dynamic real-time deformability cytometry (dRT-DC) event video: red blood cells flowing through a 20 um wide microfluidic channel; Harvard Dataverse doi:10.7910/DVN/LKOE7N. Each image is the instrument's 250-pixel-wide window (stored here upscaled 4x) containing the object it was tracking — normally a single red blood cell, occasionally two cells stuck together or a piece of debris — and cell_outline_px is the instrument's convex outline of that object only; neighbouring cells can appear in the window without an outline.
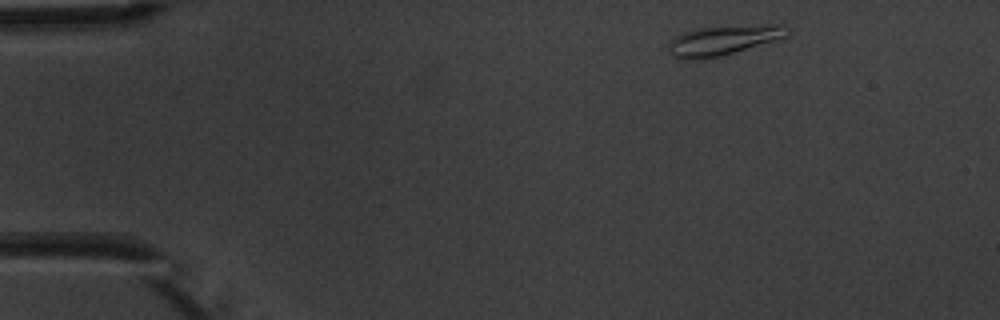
{"species": "common noctule bat (a hibernating species)", "species_latin": "Nyctalus noctula", "temperature_condition": "warm", "stored_images_in_passage": 5, "camera_frame_rate_fps": 3000, "um_per_image_px": 0.085, "animal": {"sex": "male", "body_mass_g": 20.1, "forearm_length_mm": 53.5}, "frame": {"image": 1, "passage_image": 1, "time_ms": 0.0, "image_size_px": [1000, 320], "cell_outline_px": [[792, 28], [788, 36], [776, 40], [720, 56], [704, 60], [680, 60], [672, 56], [668, 48], [668, 44], [676, 36], [684, 32], [700, 28], [772, 24], [784, 24]], "centroid_in_image_um": [61.51, 3.43], "position_along_channel_um": 23.5, "area_um2": 20.75}}
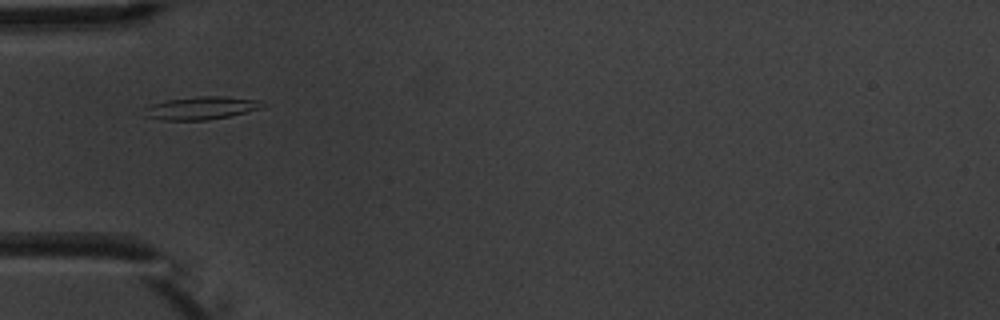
{"frame": {"image": 2, "passage_image": 4, "time_ms": 3.333, "image_size_px": [1000, 320], "cell_outline_px": [[264, 108], [228, 116], [208, 120], [160, 120], [144, 116], [144, 108], [152, 104], [164, 100], [196, 96], [220, 96], [260, 100]], "centroid_in_image_um": [17.05, 9.18], "position_along_channel_um": 67.9, "area_um2": 15.84}}
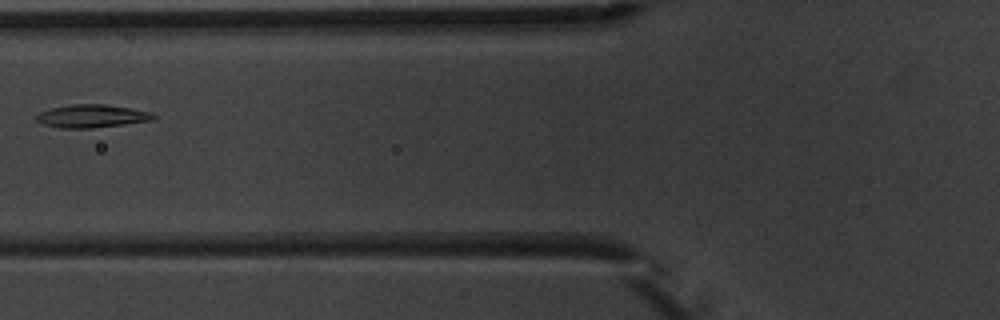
{"frame": {"image": 3, "passage_image": 5, "time_ms": 4.667, "image_size_px": [1000, 320], "cell_outline_px": [[156, 116], [152, 120], [124, 124], [92, 128], [60, 128], [44, 124], [36, 120], [36, 116], [40, 112], [52, 108], [68, 104], [104, 104], [132, 108], [152, 112]], "centroid_in_image_um": [7.81, 9.86], "position_along_channel_um": 118.0, "area_um2": 15.66}}